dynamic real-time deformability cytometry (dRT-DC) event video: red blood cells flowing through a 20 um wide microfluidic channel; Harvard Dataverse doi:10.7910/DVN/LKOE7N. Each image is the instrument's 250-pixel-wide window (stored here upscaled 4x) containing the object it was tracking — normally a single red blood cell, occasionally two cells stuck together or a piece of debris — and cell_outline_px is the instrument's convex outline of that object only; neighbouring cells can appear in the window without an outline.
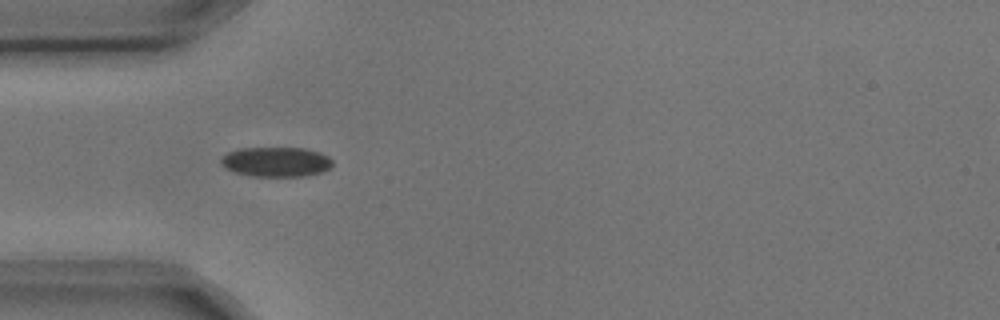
{"species": "common noctule bat (a hibernating species)", "species_latin": "Nyctalus noctula", "temperature_condition": "cold", "stored_images_in_passage": 6, "camera_frame_rate_fps": 3000, "um_per_image_px": 0.085, "animal": {"sex": "male", "body_mass_g": 17.9, "forearm_length_mm": 54.2}, "frame": {"image": 1, "passage_image": 1, "time_ms": 0.0, "image_size_px": [1000, 320], "cell_outline_px": [[332, 168], [320, 172], [304, 176], [252, 176], [236, 172], [220, 164], [220, 160], [228, 152], [240, 148], [304, 148], [320, 152], [328, 156], [332, 160]], "centroid_in_image_um": [23.5, 13.75], "position_along_channel_um": 61.5, "area_um2": 19.25}}
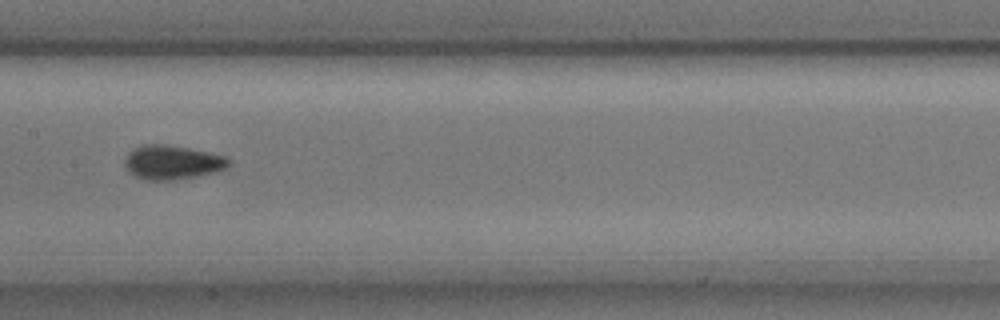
{"frame": {"image": 2, "passage_image": 4, "time_ms": 1.0, "image_size_px": [1000, 320], "cell_outline_px": [[232, 164], [216, 172], [196, 176], [172, 180], [144, 180], [136, 176], [124, 164], [124, 160], [128, 152], [144, 144], [164, 144], [212, 152], [224, 156], [232, 160]], "centroid_in_image_um": [14.68, 13.79], "position_along_channel_um": 192.7, "area_um2": 20.63}}
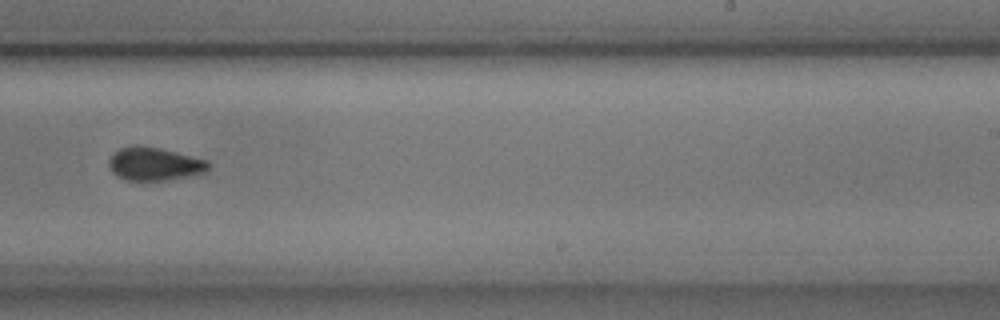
{"frame": {"image": 3, "passage_image": 6, "time_ms": 1.667, "image_size_px": [1000, 320], "cell_outline_px": [[212, 164], [204, 172], [164, 180], [128, 180], [116, 176], [112, 172], [108, 164], [108, 160], [120, 148], [132, 144], [144, 144], [208, 160]], "centroid_in_image_um": [13.1, 13.9], "position_along_channel_um": 275.9, "area_um2": 19.25}}